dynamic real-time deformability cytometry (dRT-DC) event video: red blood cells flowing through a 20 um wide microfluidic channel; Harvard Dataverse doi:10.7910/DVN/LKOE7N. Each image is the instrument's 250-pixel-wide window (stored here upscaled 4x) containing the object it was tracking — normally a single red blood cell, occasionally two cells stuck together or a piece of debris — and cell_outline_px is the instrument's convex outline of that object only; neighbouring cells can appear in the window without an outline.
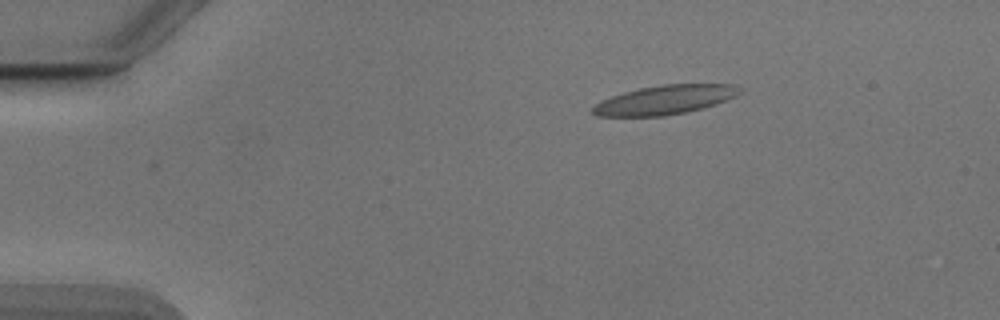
{"species": "Egyptian fruit bat (a non-hibernating species)", "species_latin": "Rousettus aegyptiacus", "temperature_condition": "cold", "stored_images_in_passage": 45, "camera_frame_rate_fps": 3000, "um_per_image_px": 0.085, "animal": {"sex": "male"}, "frame": {"image": 1, "passage_image": 1, "time_ms": 0.0, "image_size_px": [1000, 320], "cell_outline_px": [[740, 92], [736, 96], [716, 104], [684, 112], [664, 116], [596, 116], [588, 112], [600, 100], [624, 92], [640, 88], [660, 84], [736, 84], [740, 88]], "centroid_in_image_um": [56.47, 8.48], "position_along_channel_um": 28.5, "area_um2": 24.91}}
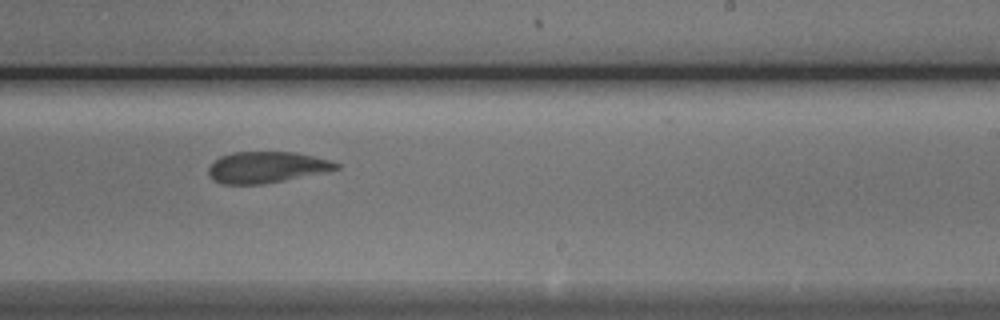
{"frame": {"image": 2, "passage_image": 25, "time_ms": 8.0, "image_size_px": [1000, 320], "cell_outline_px": [[340, 168], [328, 172], [264, 184], [224, 184], [212, 180], [208, 172], [208, 168], [220, 156], [232, 152], [296, 152], [332, 160], [340, 164]], "centroid_in_image_um": [22.71, 14.22], "position_along_channel_um": 266.3, "area_um2": 23.47}}
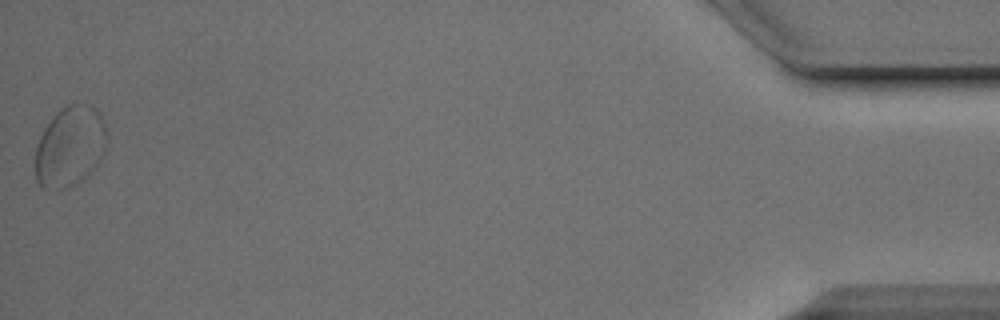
{"frame": {"image": 3, "passage_image": 45, "time_ms": 14.667, "image_size_px": [1000, 320], "cell_outline_px": [[108, 144], [100, 160], [84, 180], [64, 188], [56, 188], [92, 108], [96, 108], [100, 112], [104, 120], [108, 136]], "centroid_in_image_um": [7.32, 12.8], "position_along_channel_um": 427.9, "area_um2": 14.05}, "authors_computed_cell_mechanics": {"area_um2": 23.8714, "velocity_mm_per_s": 3.835, "shape_relaxation_time_tau1_ms": null, "shape_relaxation_time_tau2_ms": 2.1219, "deformation_change_tau1": null, "deformation_change_tau2": 0.0787}}